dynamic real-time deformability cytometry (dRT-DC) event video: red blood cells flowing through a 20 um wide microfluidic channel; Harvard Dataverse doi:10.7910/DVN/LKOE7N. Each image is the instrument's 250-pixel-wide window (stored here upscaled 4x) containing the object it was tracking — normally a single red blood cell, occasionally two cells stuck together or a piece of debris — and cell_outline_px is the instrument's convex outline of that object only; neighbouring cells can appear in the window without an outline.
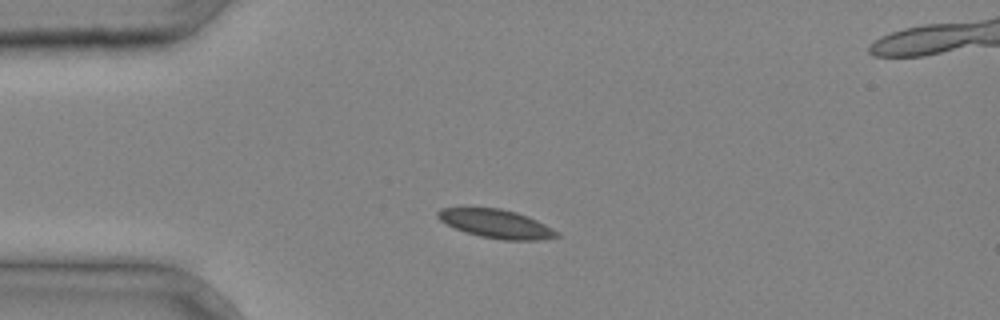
{"species": "common noctule bat (a hibernating species)", "species_latin": "Nyctalus noctula", "temperature_condition": "cold", "stored_images_in_passage": 2, "camera_frame_rate_fps": 3000, "um_per_image_px": 0.085, "animal": {"sex": "male", "body_mass_g": 20.4}, "frame": {"image": 1, "passage_image": 1, "time_ms": 0.0, "image_size_px": [1000, 320], "cell_outline_px": [[560, 236], [540, 240], [504, 240], [480, 236], [464, 232], [440, 220], [436, 216], [436, 212], [440, 208], [500, 208], [516, 212], [528, 216], [560, 232]], "centroid_in_image_um": [42.19, 19.02], "position_along_channel_um": 42.8, "area_um2": 19.77}}